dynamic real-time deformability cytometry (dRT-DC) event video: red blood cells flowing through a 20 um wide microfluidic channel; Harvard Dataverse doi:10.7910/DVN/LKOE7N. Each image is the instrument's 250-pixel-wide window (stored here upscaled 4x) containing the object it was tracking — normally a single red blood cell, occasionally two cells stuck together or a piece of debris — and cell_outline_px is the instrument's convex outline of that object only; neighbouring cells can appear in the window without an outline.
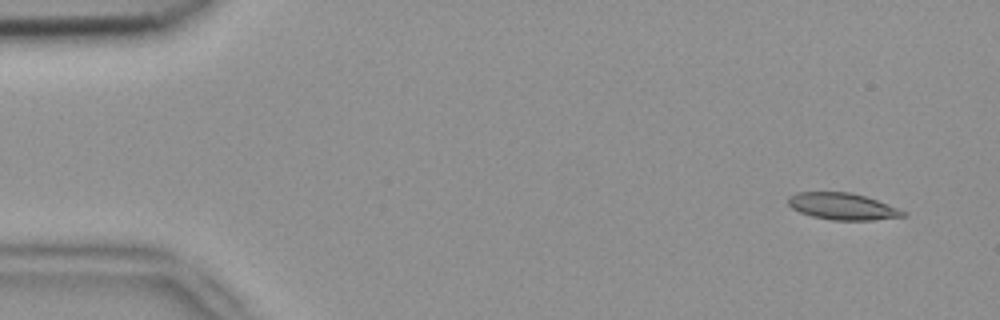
{"species": "common noctule bat (a hibernating species)", "species_latin": "Nyctalus noctula", "temperature_condition": "room temperature", "stored_images_in_passage": 3, "camera_frame_rate_fps": 3000, "um_per_image_px": 0.085, "animal": {"sex": "female", "body_mass_g": 18.4}, "frame": {"image": 1, "passage_image": 1, "time_ms": 0.0, "image_size_px": [1000, 320], "cell_outline_px": [[908, 216], [872, 220], [832, 220], [812, 216], [800, 212], [792, 208], [788, 204], [788, 196], [796, 192], [852, 192], [876, 200], [908, 212]], "centroid_in_image_um": [71.62, 17.54], "position_along_channel_um": 13.4, "area_um2": 17.92}}
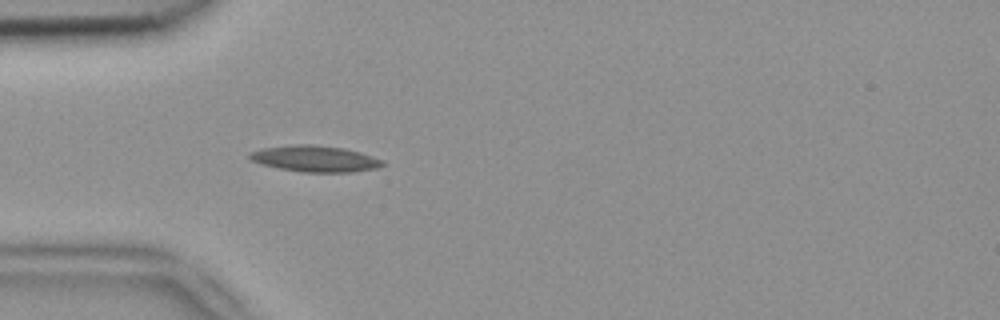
{"frame": {"image": 2, "passage_image": 3, "time_ms": 0.667, "image_size_px": [1000, 320], "cell_outline_px": [[388, 164], [376, 168], [352, 172], [304, 172], [280, 168], [260, 164], [252, 160], [248, 156], [248, 152], [264, 148], [292, 144], [312, 144], [344, 148], [360, 152], [384, 160]], "centroid_in_image_um": [26.8, 13.48], "position_along_channel_um": 58.2, "area_um2": 20.4}}